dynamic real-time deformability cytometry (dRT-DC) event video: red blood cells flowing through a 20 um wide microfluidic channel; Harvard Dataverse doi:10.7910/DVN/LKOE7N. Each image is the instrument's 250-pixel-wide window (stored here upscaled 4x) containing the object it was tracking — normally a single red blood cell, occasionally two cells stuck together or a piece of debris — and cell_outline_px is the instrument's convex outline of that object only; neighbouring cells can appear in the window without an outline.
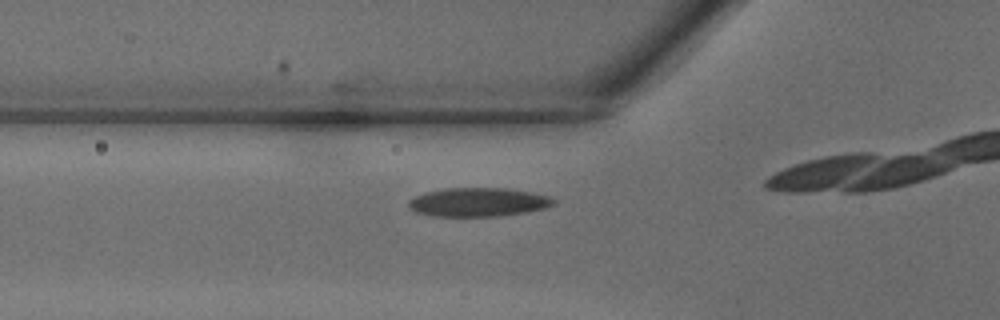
{"species": "common noctule bat (a hibernating species)", "species_latin": "Nyctalus noctula", "temperature_condition": "warm", "stored_images_in_passage": 14, "camera_frame_rate_fps": 3000, "um_per_image_px": 0.085, "animal": {"sex": "male", "body_mass_g": 18.8}, "frame": {"image": 1, "passage_image": 11, "time_ms": 3.333, "image_size_px": [1000, 320], "cell_outline_px": [[556, 204], [544, 208], [524, 212], [500, 216], [432, 216], [416, 212], [408, 208], [408, 200], [424, 192], [444, 188], [504, 188], [528, 192], [548, 196], [556, 200]], "centroid_in_image_um": [40.6, 17.18], "position_along_channel_um": 85.2, "area_um2": 24.28}}
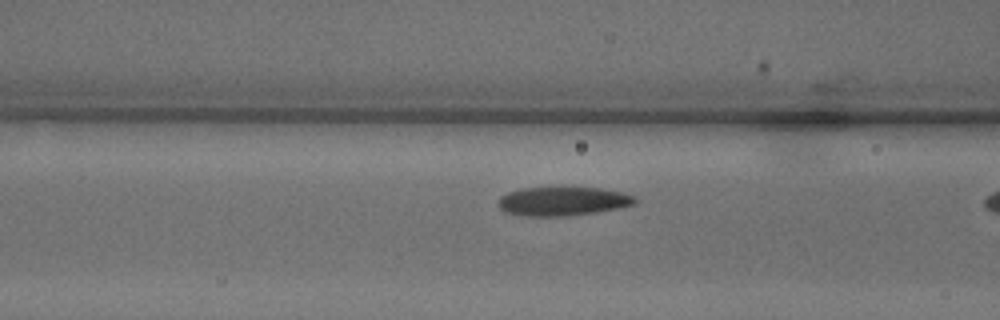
{"frame": {"image": 2, "passage_image": 13, "time_ms": 4.0, "image_size_px": [1000, 320], "cell_outline_px": [[640, 200], [636, 204], [620, 208], [596, 212], [568, 216], [520, 216], [504, 212], [500, 208], [500, 196], [508, 192], [524, 188], [600, 188], [624, 192], [636, 196]], "centroid_in_image_um": [47.91, 17.11], "position_along_channel_um": 118.7, "area_um2": 23.18}}